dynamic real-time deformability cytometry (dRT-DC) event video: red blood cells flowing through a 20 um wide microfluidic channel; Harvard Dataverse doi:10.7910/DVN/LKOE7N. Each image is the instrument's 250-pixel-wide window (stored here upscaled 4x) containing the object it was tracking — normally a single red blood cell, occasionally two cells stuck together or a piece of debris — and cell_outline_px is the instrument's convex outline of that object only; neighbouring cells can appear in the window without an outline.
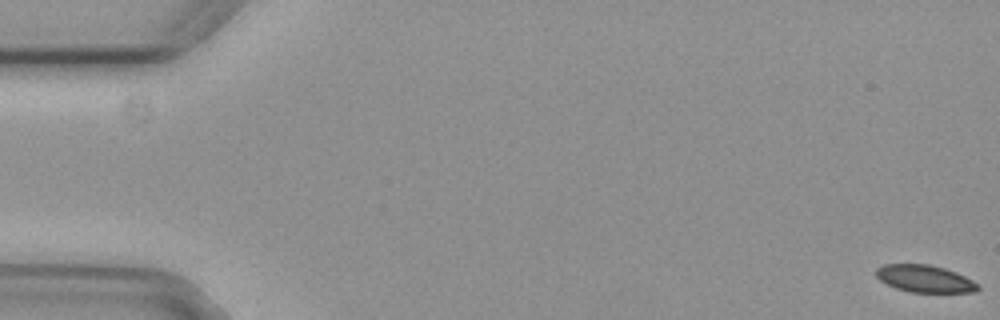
{"species": "common noctule bat (a hibernating species)", "species_latin": "Nyctalus noctula", "temperature_condition": "cold", "stored_images_in_passage": 7, "camera_frame_rate_fps": 3000, "um_per_image_px": 0.085, "animal": {"sex": "female", "body_mass_g": 29.2, "forearm_length_mm": 56.3}, "frame": {"image": 1, "passage_image": 1, "time_ms": 0.0, "image_size_px": [1000, 320], "cell_outline_px": [[980, 288], [976, 292], [908, 292], [896, 288], [880, 280], [876, 276], [876, 268], [884, 264], [928, 264], [944, 268], [956, 272], [980, 284]], "centroid_in_image_um": [78.62, 23.69], "position_along_channel_um": 6.4, "area_um2": 16.18}}
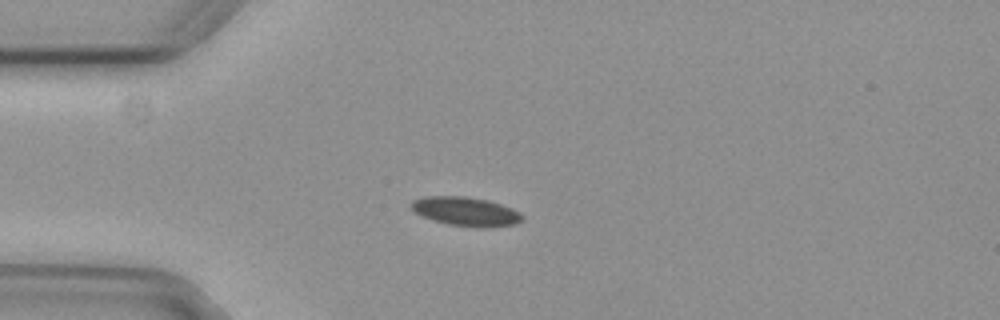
{"frame": {"image": 2, "passage_image": 5, "time_ms": 1.333, "image_size_px": [1000, 320], "cell_outline_px": [[524, 216], [516, 224], [488, 228], [480, 228], [448, 224], [432, 220], [416, 212], [408, 204], [412, 200], [428, 196], [468, 196], [488, 200], [512, 208], [520, 212]], "centroid_in_image_um": [39.61, 17.97], "position_along_channel_um": 45.4, "area_um2": 18.84}}
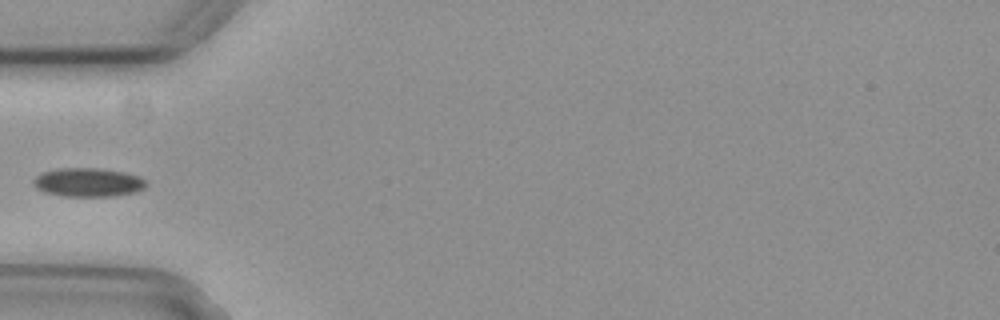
{"frame": {"image": 3, "passage_image": 6, "time_ms": 1.667, "image_size_px": [1000, 320], "cell_outline_px": [[148, 184], [144, 188], [136, 192], [112, 196], [64, 196], [44, 192], [36, 188], [32, 184], [32, 180], [40, 172], [60, 168], [100, 168], [124, 172], [140, 176]], "centroid_in_image_um": [7.47, 15.49], "position_along_channel_um": 77.5, "area_um2": 19.07}}